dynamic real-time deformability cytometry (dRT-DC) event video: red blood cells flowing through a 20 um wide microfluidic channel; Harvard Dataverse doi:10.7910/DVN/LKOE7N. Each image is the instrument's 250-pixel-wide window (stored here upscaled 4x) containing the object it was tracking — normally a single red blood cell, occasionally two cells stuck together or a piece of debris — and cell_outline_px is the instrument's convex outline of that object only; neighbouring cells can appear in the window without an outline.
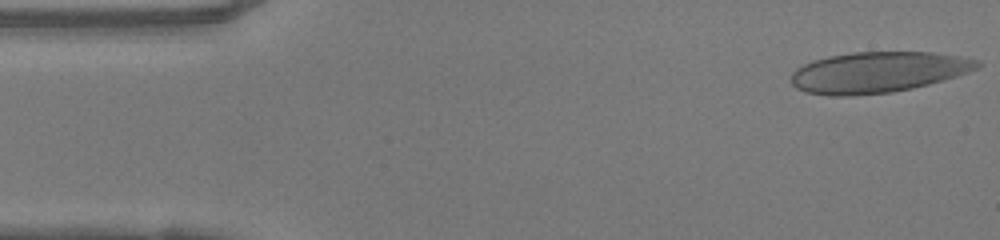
{"species": "human", "species_latin": "Homo sapiens", "temperature_condition": "warm", "stored_images_in_passage": 47, "camera_frame_rate_fps": 3000, "um_per_image_px": 0.085, "donor": {"sex": "female"}, "frame": {"image": 1, "passage_image": 1, "time_ms": 0.0, "image_size_px": [1000, 240], "cell_outline_px": [[984, 64], [968, 72], [956, 76], [928, 84], [912, 88], [892, 92], [848, 96], [828, 96], [808, 92], [796, 88], [792, 84], [792, 72], [796, 68], [812, 60], [828, 56], [852, 52], [932, 52], [960, 56], [980, 60]], "centroid_in_image_um": [74.62, 6.13], "position_along_channel_um": 10.4, "area_um2": 44.39}}
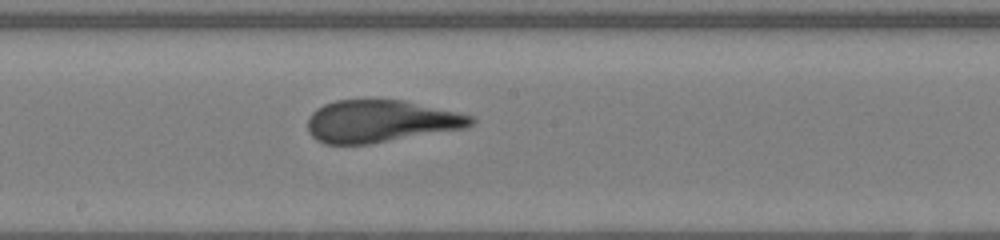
{"frame": {"image": 2, "passage_image": 24, "time_ms": 7.667, "image_size_px": [1000, 240], "cell_outline_px": [[476, 120], [468, 128], [368, 144], [324, 144], [316, 140], [308, 132], [308, 116], [316, 108], [324, 104], [336, 100], [404, 100], [456, 112], [472, 116]], "centroid_in_image_um": [32.34, 10.31], "position_along_channel_um": 215.9, "area_um2": 40.29}}
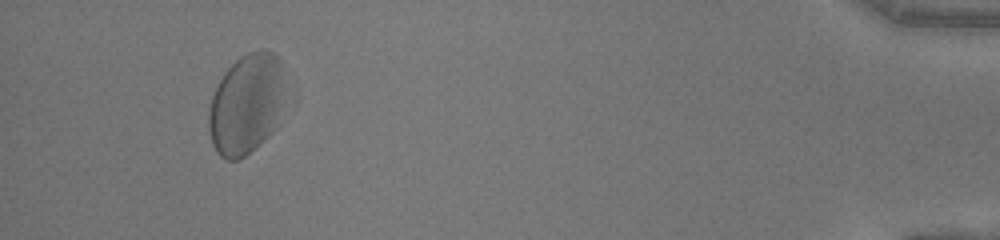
{"frame": {"image": 3, "passage_image": 44, "time_ms": 14.333, "image_size_px": [1000, 240], "cell_outline_px": [[284, 100], [272, 132], [264, 140], [240, 160], [224, 160], [216, 152], [212, 144], [208, 128], [208, 108], [212, 96], [224, 72], [240, 56], [248, 52], [260, 48], [264, 48], [272, 52], [280, 60]], "centroid_in_image_um": [20.9, 8.86], "position_along_channel_um": 414.3, "area_um2": 44.74}, "authors_computed_cell_mechanics": {"area_um2": 42.9454, "velocity_mm_per_s": 4.1292, "shape_relaxation_time_tau1_ms": 3.2041, "shape_relaxation_time_tau2_ms": 1.18, "deformation_change_tau1": 0.1541, "deformation_change_tau2": 0.084}}